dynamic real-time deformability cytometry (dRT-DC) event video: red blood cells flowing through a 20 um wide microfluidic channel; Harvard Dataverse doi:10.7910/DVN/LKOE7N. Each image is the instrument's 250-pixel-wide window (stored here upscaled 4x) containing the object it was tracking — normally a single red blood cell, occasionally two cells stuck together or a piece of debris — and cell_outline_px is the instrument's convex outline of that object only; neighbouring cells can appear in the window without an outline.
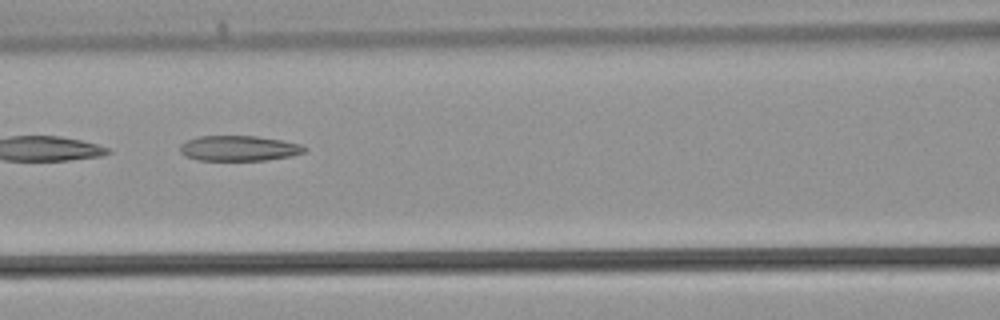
{"species": "common noctule bat (a hibernating species)", "species_latin": "Nyctalus noctula", "temperature_condition": "warm", "stored_images_in_passage": 31, "camera_frame_rate_fps": 3000, "um_per_image_px": 0.085, "animal": {"sex": "male", "body_mass_g": 21.5, "forearm_length_mm": 52.0}, "frame": {"image": 1, "passage_image": 14, "time_ms": 4.333, "image_size_px": [1000, 320], "cell_outline_px": [[308, 148], [304, 152], [292, 156], [264, 160], [196, 160], [184, 156], [180, 152], [180, 144], [188, 140], [200, 136], [256, 136], [280, 140], [300, 144]], "centroid_in_image_um": [20.29, 12.61], "position_along_channel_um": 146.3, "area_um2": 18.32}}